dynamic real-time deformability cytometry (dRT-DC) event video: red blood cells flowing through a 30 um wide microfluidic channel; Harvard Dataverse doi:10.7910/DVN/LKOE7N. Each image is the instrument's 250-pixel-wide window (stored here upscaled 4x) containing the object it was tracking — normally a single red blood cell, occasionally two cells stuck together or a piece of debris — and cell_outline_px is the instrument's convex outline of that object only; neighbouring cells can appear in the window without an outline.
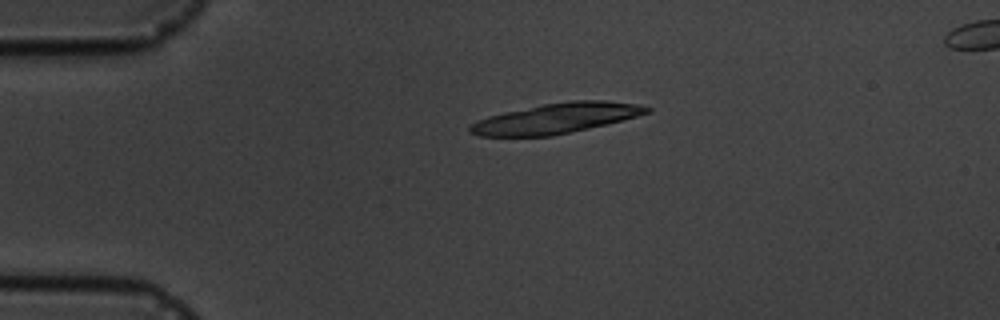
{"species": "common noctule bat (a hibernating species)", "species_latin": "Nyctalus noctula", "temperature_condition": "cold", "stored_images_in_passage": 2, "camera_frame_rate_fps": 3000, "um_per_image_px": 0.085, "animal": {"sex": "male", "body_mass_g": 19.5, "forearm_length_mm": 54.6}, "frame": {"image": 1, "passage_image": 2, "time_ms": 1.333, "image_size_px": [1000, 320], "cell_outline_px": [[652, 112], [588, 128], [552, 136], [480, 136], [468, 132], [468, 128], [476, 120], [488, 116], [504, 112], [544, 104], [572, 100], [604, 100], [640, 104], [652, 108]], "centroid_in_image_um": [47.26, 10.05], "position_along_channel_um": 37.7, "area_um2": 30.92}}